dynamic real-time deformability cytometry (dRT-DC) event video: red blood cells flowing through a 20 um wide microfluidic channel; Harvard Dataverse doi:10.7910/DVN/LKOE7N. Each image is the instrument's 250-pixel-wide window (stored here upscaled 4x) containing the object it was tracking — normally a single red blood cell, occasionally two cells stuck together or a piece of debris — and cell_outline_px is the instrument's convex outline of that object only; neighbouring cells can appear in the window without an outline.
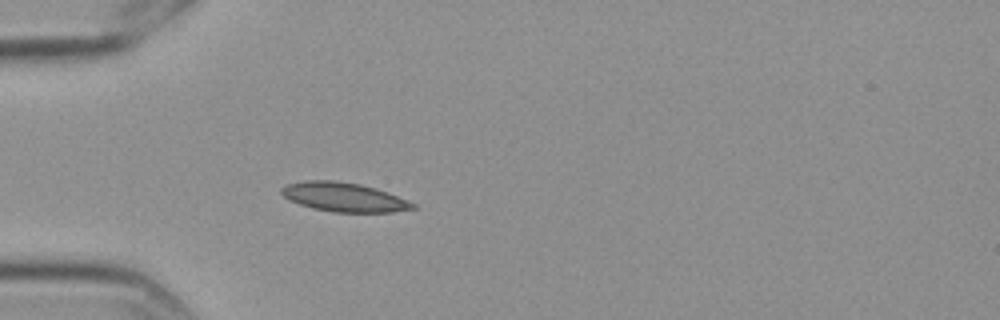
{"species": "Egyptian fruit bat (a non-hibernating species)", "species_latin": "Rousettus aegyptiacus", "temperature_condition": "cold", "stored_images_in_passage": 4, "camera_frame_rate_fps": 3000, "um_per_image_px": 0.085, "frame": {"image": 1, "passage_image": 4, "time_ms": 1.0, "image_size_px": [1000, 320], "cell_outline_px": [[416, 208], [392, 212], [332, 212], [312, 208], [300, 204], [284, 196], [280, 192], [280, 188], [288, 184], [304, 180], [332, 180], [360, 184], [396, 196], [416, 204]], "centroid_in_image_um": [29.19, 16.76], "position_along_channel_um": 55.8, "area_um2": 21.91}}